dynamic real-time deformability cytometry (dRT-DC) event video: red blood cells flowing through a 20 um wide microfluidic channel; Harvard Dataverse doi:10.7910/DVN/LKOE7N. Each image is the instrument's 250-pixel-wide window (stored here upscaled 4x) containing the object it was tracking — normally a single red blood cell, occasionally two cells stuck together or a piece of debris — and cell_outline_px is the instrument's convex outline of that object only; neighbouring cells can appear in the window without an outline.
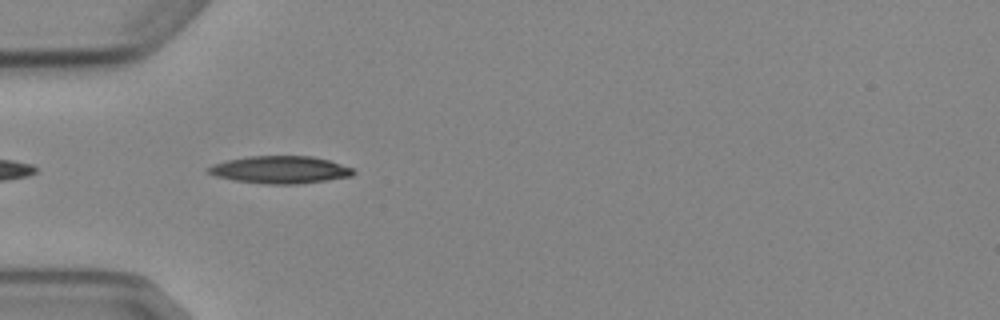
{"species": "Egyptian fruit bat (a non-hibernating species)", "species_latin": "Rousettus aegyptiacus", "temperature_condition": "cold", "stored_images_in_passage": 6, "camera_frame_rate_fps": 3000, "um_per_image_px": 0.085, "animal": {"sex": "female"}, "frame": {"image": 1, "passage_image": 5, "time_ms": 4.667, "image_size_px": [1000, 320], "cell_outline_px": [[356, 172], [352, 176], [300, 184], [268, 184], [232, 180], [216, 176], [204, 172], [204, 168], [212, 164], [228, 160], [248, 156], [312, 156], [328, 160], [352, 168]], "centroid_in_image_um": [23.75, 14.43], "position_along_channel_um": 61.2, "area_um2": 23.29}}
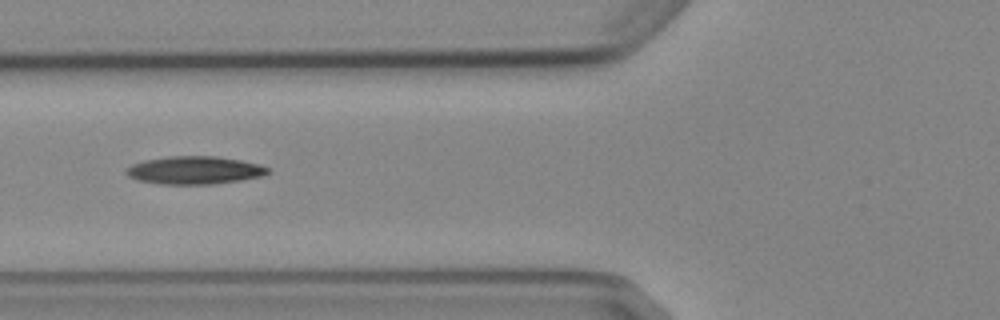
{"frame": {"image": 2, "passage_image": 6, "time_ms": 6.0, "image_size_px": [1000, 320], "cell_outline_px": [[272, 172], [260, 176], [240, 180], [216, 184], [160, 184], [136, 180], [128, 176], [124, 172], [132, 164], [144, 160], [168, 156], [216, 156], [240, 160], [256, 164], [268, 168]], "centroid_in_image_um": [16.5, 14.47], "position_along_channel_um": 109.3, "area_um2": 23.0}}